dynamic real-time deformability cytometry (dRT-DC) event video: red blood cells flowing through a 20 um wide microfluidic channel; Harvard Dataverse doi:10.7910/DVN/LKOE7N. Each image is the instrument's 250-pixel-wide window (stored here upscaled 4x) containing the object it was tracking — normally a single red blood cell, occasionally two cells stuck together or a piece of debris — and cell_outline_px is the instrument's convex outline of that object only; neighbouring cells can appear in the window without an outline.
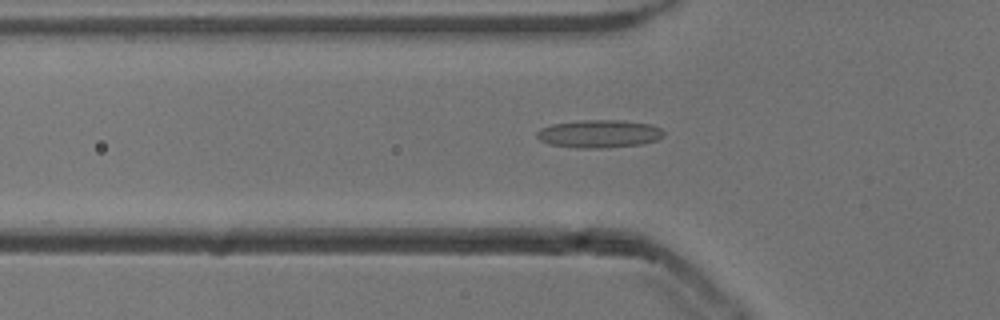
{"species": "common noctule bat (a hibernating species)", "species_latin": "Nyctalus noctula", "temperature_condition": "cold", "stored_images_in_passage": 53, "camera_frame_rate_fps": 3000, "um_per_image_px": 0.085, "animal": {"sex": "male", "body_mass_g": 13.3}, "frame": {"image": 1, "passage_image": 18, "time_ms": 5.667, "image_size_px": [1000, 320], "cell_outline_px": [[664, 136], [656, 140], [640, 144], [604, 148], [576, 148], [548, 144], [540, 140], [536, 136], [536, 132], [540, 128], [552, 124], [580, 120], [620, 120], [652, 124], [660, 128], [664, 132]], "centroid_in_image_um": [50.91, 11.37], "position_along_channel_um": 74.9, "area_um2": 20.75}}
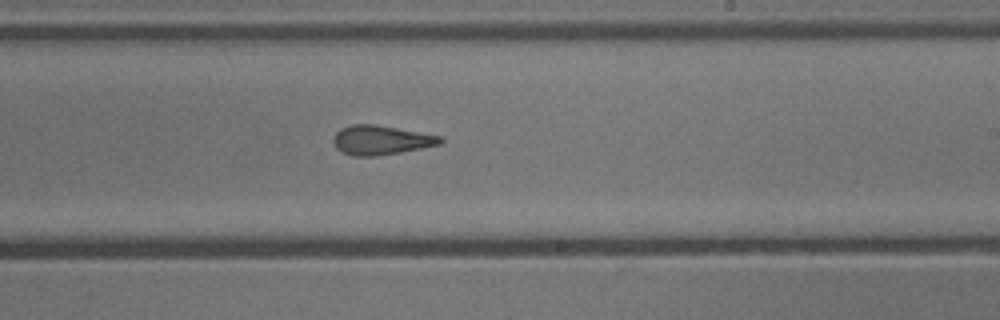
{"frame": {"image": 2, "passage_image": 32, "time_ms": 10.333, "image_size_px": [1000, 320], "cell_outline_px": [[444, 140], [440, 144], [400, 152], [376, 156], [356, 156], [344, 152], [336, 148], [332, 140], [336, 132], [340, 128], [352, 124], [372, 124], [396, 128], [440, 136]], "centroid_in_image_um": [32.34, 11.9], "position_along_channel_um": 256.7, "area_um2": 17.98}}
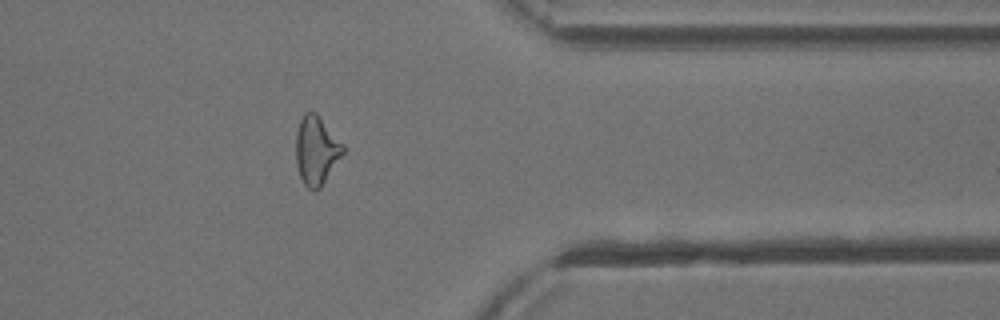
{"frame": {"image": 3, "passage_image": 43, "time_ms": 14.0, "image_size_px": [1000, 320], "cell_outline_px": [[344, 152], [320, 188], [316, 192], [308, 188], [304, 184], [300, 176], [296, 164], [296, 132], [300, 120], [304, 112], [316, 112], [344, 144]], "centroid_in_image_um": [26.88, 12.78], "position_along_channel_um": 384.5, "area_um2": 18.84}, "authors_computed_cell_mechanics": {"area_um2": 18.9006, "velocity_mm_per_s": 3.88, "shape_relaxation_time_tau1_ms": null, "shape_relaxation_time_tau2_ms": 3.1398, "deformation_change_tau1": null, "deformation_change_tau2": 0.1372}}